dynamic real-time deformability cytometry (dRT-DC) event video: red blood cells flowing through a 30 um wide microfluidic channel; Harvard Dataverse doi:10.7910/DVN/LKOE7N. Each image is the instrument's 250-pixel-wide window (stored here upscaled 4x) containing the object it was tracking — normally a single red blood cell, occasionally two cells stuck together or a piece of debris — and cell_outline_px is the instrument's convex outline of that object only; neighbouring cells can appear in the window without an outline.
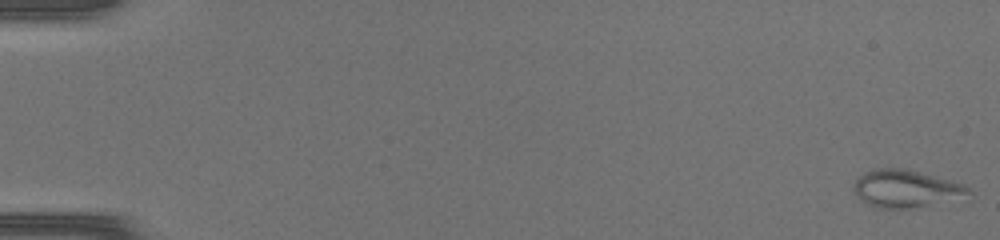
{"species": "common noctule bat (a hibernating species)", "species_latin": "Nyctalus noctula", "temperature_condition": "warm", "stored_images_in_passage": 48, "camera_frame_rate_fps": 3000, "um_per_image_px": 0.085, "animal": {"sex": "female", "body_mass_g": 17.0, "forearm_length_mm": 48.0}, "frame": {"image": 1, "passage_image": 1, "time_ms": 0.0, "image_size_px": [1000, 240], "cell_outline_px": [[972, 200], [912, 208], [876, 208], [860, 200], [852, 188], [852, 184], [864, 172], [872, 168], [908, 168], [964, 184], [972, 192]], "centroid_in_image_um": [77.13, 16.06], "position_along_channel_um": 7.9, "area_um2": 26.3}}
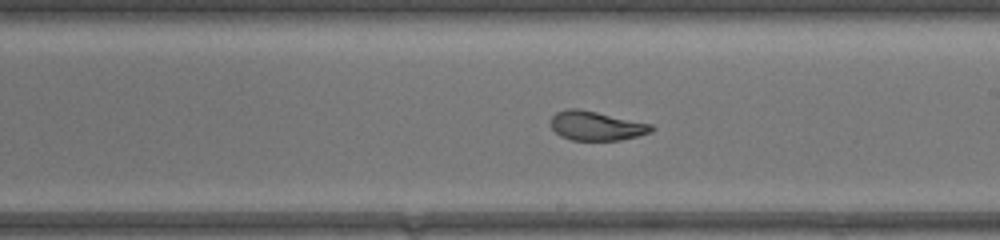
{"frame": {"image": 2, "passage_image": 29, "time_ms": 9.333, "image_size_px": [1000, 240], "cell_outline_px": [[656, 128], [652, 132], [620, 140], [572, 140], [560, 136], [552, 128], [552, 116], [556, 112], [568, 108], [580, 108], [652, 124]], "centroid_in_image_um": [50.7, 10.69], "position_along_channel_um": 238.3, "area_um2": 17.17}}
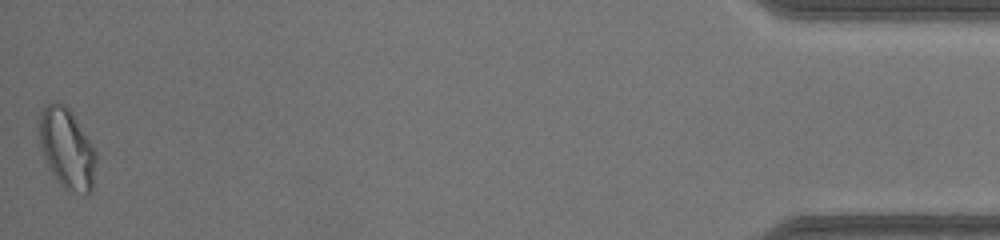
{"frame": {"image": 3, "passage_image": 48, "time_ms": 15.667, "image_size_px": [1000, 240], "cell_outline_px": [[96, 160], [92, 192], [84, 196], [68, 192], [60, 184], [52, 172], [40, 148], [40, 112], [48, 104], [56, 100], [64, 104], [72, 112], [96, 152]], "centroid_in_image_um": [5.71, 12.67], "position_along_channel_um": 429.5, "area_um2": 26.59}}